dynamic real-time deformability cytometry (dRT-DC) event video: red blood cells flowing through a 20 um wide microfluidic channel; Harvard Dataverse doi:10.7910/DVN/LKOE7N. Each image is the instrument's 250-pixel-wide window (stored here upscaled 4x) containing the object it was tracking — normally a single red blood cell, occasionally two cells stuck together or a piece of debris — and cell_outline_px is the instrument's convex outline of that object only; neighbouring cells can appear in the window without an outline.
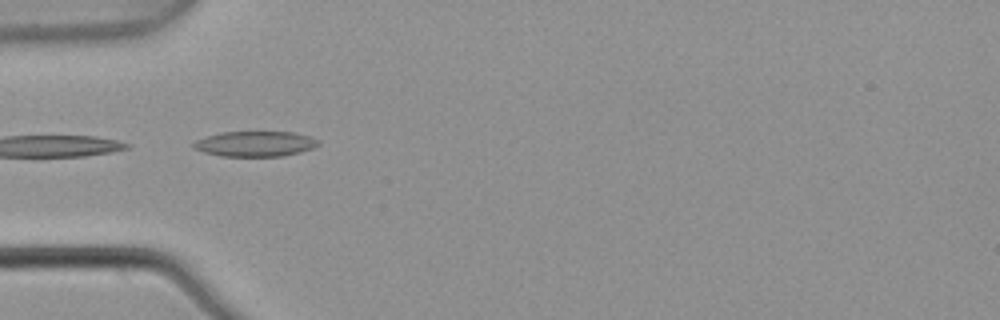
{"species": "common noctule bat (a hibernating species)", "species_latin": "Nyctalus noctula", "temperature_condition": "warm", "stored_images_in_passage": 6, "camera_frame_rate_fps": 3000, "um_per_image_px": 0.085, "animal": {"sex": "male", "body_mass_g": 21.5, "forearm_length_mm": 52.0}, "frame": {"image": 1, "passage_image": 5, "time_ms": 1.333, "image_size_px": [1000, 320], "cell_outline_px": [[320, 144], [312, 148], [300, 152], [284, 156], [220, 156], [204, 152], [196, 148], [192, 144], [196, 140], [220, 132], [292, 132], [308, 136], [320, 140]], "centroid_in_image_um": [21.72, 12.23], "position_along_channel_um": 63.3, "area_um2": 18.26}}
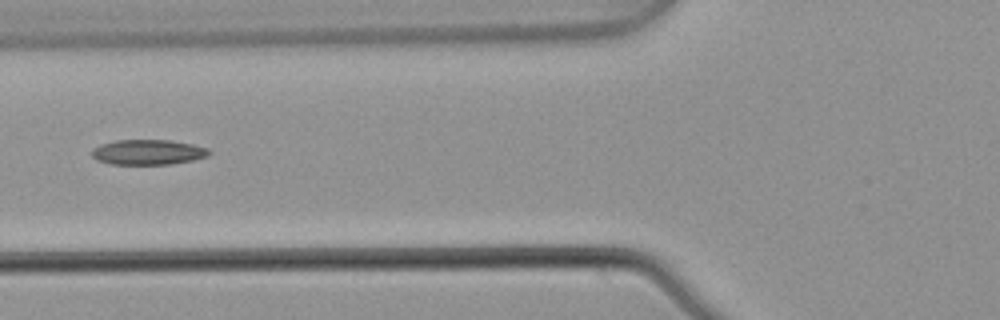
{"frame": {"image": 2, "passage_image": 6, "time_ms": 1.667, "image_size_px": [1000, 320], "cell_outline_px": [[212, 152], [208, 156], [192, 160], [168, 164], [112, 164], [96, 160], [92, 156], [92, 148], [100, 144], [116, 140], [168, 140], [192, 144], [208, 148]], "centroid_in_image_um": [12.57, 12.93], "position_along_channel_um": 113.2, "area_um2": 17.17}}